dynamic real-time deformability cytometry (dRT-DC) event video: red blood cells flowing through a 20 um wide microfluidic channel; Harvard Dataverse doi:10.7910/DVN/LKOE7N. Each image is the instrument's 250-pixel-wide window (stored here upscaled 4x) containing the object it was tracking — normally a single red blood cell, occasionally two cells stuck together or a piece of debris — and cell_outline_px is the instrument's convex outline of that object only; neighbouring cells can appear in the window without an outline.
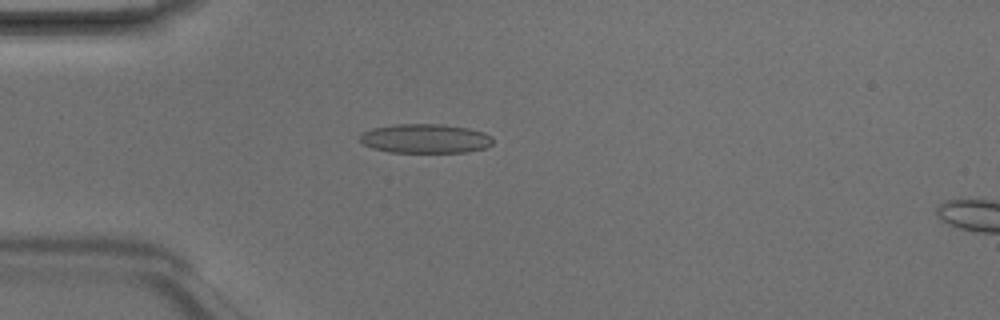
{"species": "Egyptian fruit bat (a non-hibernating species)", "species_latin": "Rousettus aegyptiacus", "temperature_condition": "room temperature", "stored_images_in_passage": 5, "camera_frame_rate_fps": 3000, "um_per_image_px": 0.085, "animal": {"sex": "male"}, "frame": {"image": 1, "passage_image": 4, "time_ms": 1.0, "image_size_px": [1000, 320], "cell_outline_px": [[492, 144], [484, 148], [464, 152], [388, 152], [372, 148], [364, 144], [360, 140], [360, 136], [364, 132], [372, 128], [396, 124], [440, 124], [468, 128], [484, 132], [492, 136]], "centroid_in_image_um": [36.15, 11.77], "position_along_channel_um": 48.9, "area_um2": 22.54}}